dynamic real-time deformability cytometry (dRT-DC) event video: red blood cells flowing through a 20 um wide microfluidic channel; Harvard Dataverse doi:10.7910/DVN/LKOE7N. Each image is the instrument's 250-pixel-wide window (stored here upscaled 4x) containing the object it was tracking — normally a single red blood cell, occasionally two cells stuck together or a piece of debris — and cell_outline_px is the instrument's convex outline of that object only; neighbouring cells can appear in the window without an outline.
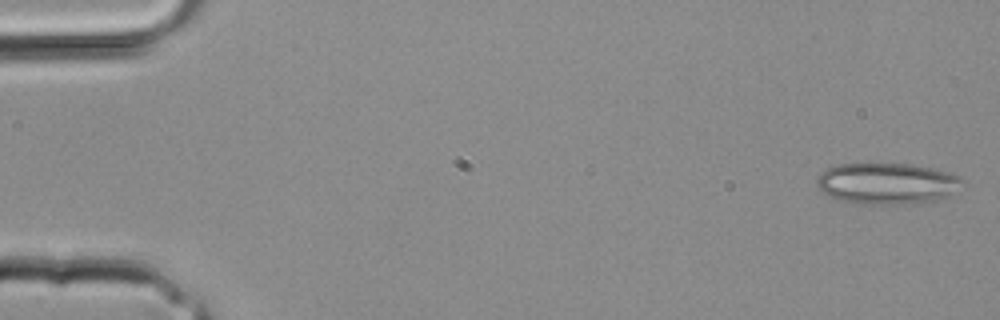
{"species": "common noctule bat (a hibernating species)", "species_latin": "Nyctalus noctula", "temperature_condition": "room temperature", "stored_images_in_passage": 6, "camera_frame_rate_fps": 3000, "um_per_image_px": 0.085, "animal": {"sex": "male", "body_mass_g": 20.4}, "frame": {"image": 1, "passage_image": 1, "time_ms": 0.0, "image_size_px": [1000, 320], "cell_outline_px": [[964, 180], [948, 196], [936, 200], [904, 204], [864, 204], [836, 200], [828, 196], [816, 184], [816, 176], [820, 172], [828, 168], [840, 164], [868, 160], [908, 164], [932, 168], [956, 176]], "centroid_in_image_um": [75.28, 15.55], "position_along_channel_um": 9.7, "area_um2": 35.6}}